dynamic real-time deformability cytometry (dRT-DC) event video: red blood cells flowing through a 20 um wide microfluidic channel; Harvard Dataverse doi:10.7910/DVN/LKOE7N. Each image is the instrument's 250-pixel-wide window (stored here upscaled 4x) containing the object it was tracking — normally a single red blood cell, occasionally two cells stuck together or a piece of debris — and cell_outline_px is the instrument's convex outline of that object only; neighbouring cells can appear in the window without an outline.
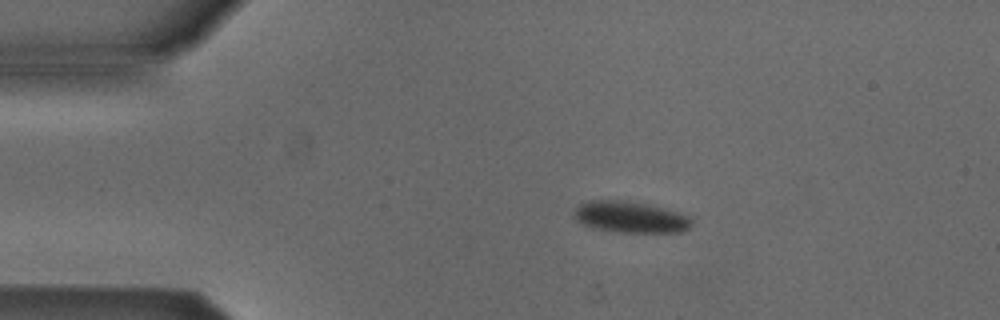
{"species": "Egyptian fruit bat (a non-hibernating species)", "species_latin": "Rousettus aegyptiacus", "temperature_condition": "cold", "stored_images_in_passage": 5, "camera_frame_rate_fps": 3000, "um_per_image_px": 0.085, "animal": {"sex": "male"}, "frame": {"image": 1, "passage_image": 2, "time_ms": 0.333, "image_size_px": [1000, 320], "cell_outline_px": [[692, 224], [688, 228], [680, 232], [616, 232], [596, 228], [584, 224], [576, 220], [572, 216], [572, 212], [580, 204], [592, 200], [628, 200], [648, 204], [676, 212], [688, 216], [692, 220]], "centroid_in_image_um": [53.55, 18.44], "position_along_channel_um": 31.5, "area_um2": 21.39}}
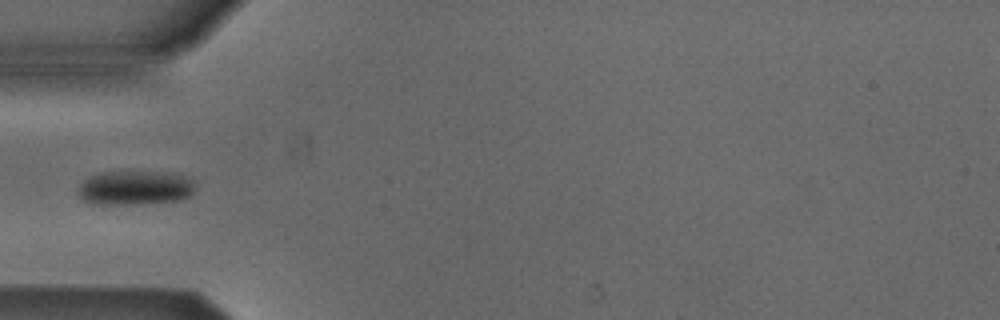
{"frame": {"image": 2, "passage_image": 4, "time_ms": 1.0, "image_size_px": [1000, 320], "cell_outline_px": [[196, 188], [192, 196], [184, 200], [136, 204], [92, 204], [84, 200], [76, 192], [76, 188], [84, 180], [92, 176], [104, 172], [160, 172], [184, 176], [196, 180]], "centroid_in_image_um": [11.53, 15.98], "position_along_channel_um": 73.5, "area_um2": 23.7}}
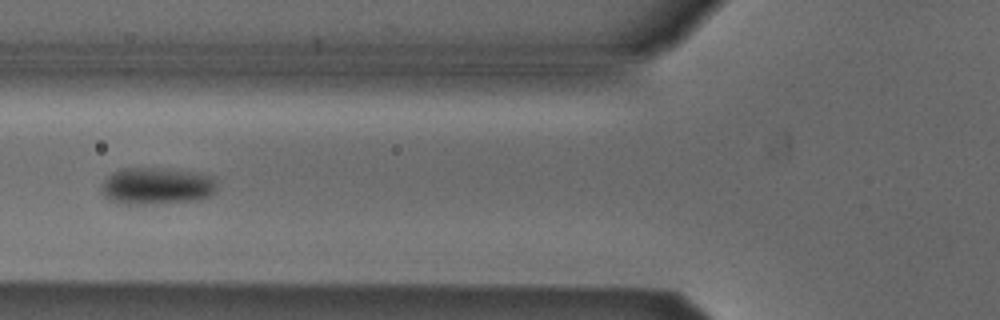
{"frame": {"image": 3, "passage_image": 5, "time_ms": 1.333, "image_size_px": [1000, 320], "cell_outline_px": [[216, 192], [212, 196], [196, 200], [144, 204], [120, 204], [104, 196], [100, 192], [100, 188], [104, 180], [112, 172], [124, 168], [164, 168], [192, 172], [216, 176]], "centroid_in_image_um": [13.34, 15.81], "position_along_channel_um": 112.5, "area_um2": 25.14}}